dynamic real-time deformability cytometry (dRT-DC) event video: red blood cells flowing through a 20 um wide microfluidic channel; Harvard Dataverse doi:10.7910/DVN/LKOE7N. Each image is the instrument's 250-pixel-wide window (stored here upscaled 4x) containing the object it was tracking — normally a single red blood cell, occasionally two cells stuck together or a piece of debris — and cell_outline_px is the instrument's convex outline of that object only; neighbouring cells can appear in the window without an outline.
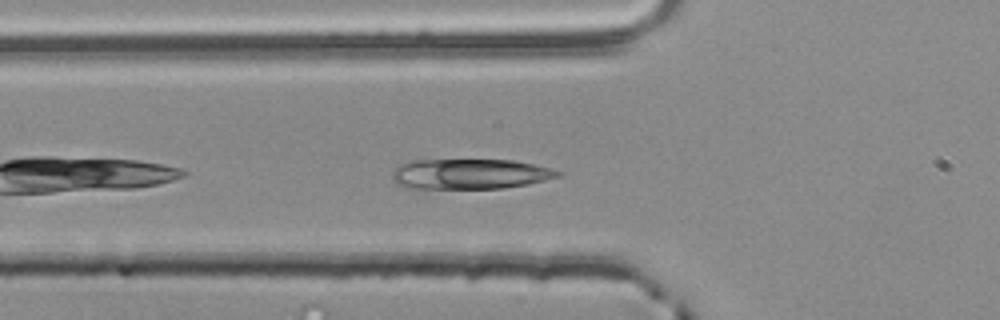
{"species": "common noctule bat (a hibernating species)", "species_latin": "Nyctalus noctula", "temperature_condition": "room temperature", "stored_images_in_passage": 33, "camera_frame_rate_fps": 3000, "um_per_image_px": 0.085, "animal": {"sex": "male", "body_mass_g": 20.4}, "frame": {"image": 1, "passage_image": 4, "time_ms": 1.0, "image_size_px": [1000, 320], "cell_outline_px": [[564, 172], [560, 176], [528, 184], [500, 188], [404, 188], [396, 184], [392, 180], [392, 172], [400, 164], [408, 160], [512, 160], [532, 164]], "centroid_in_image_um": [39.89, 14.79], "position_along_channel_um": 85.9, "area_um2": 29.13}}
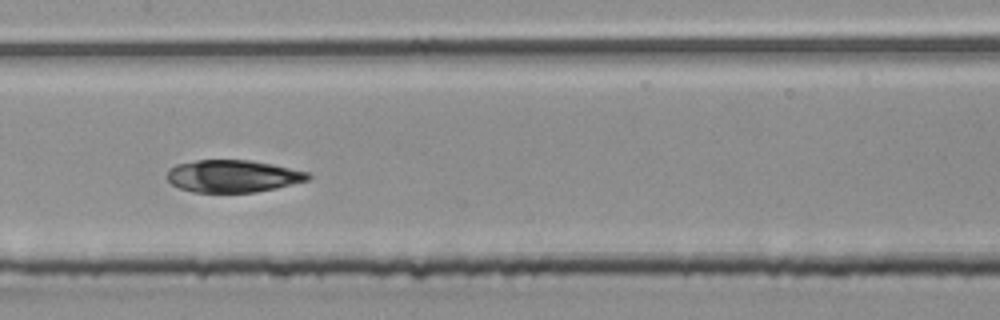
{"frame": {"image": 2, "passage_image": 12, "time_ms": 3.667, "image_size_px": [1000, 320], "cell_outline_px": [[312, 176], [308, 180], [276, 188], [256, 192], [192, 192], [180, 188], [172, 184], [168, 180], [168, 168], [176, 164], [196, 160], [252, 160], [272, 164], [308, 172]], "centroid_in_image_um": [19.79, 14.96], "position_along_channel_um": 187.6, "area_um2": 26.53}}
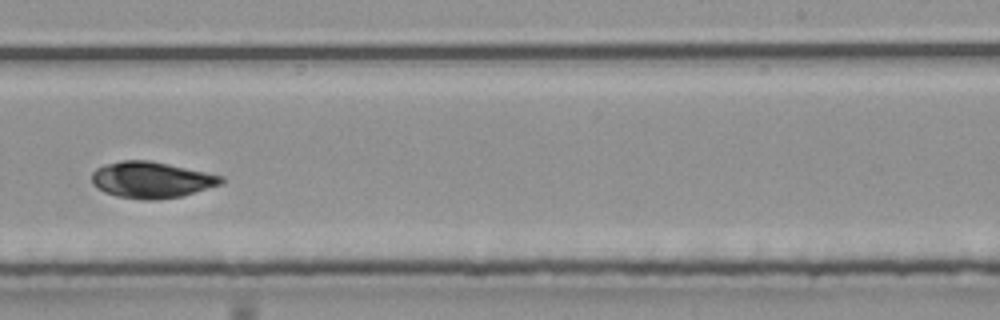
{"frame": {"image": 3, "passage_image": 19, "time_ms": 6.0, "image_size_px": [1000, 320], "cell_outline_px": [[224, 184], [180, 196], [156, 200], [144, 200], [116, 196], [104, 192], [96, 188], [92, 184], [92, 172], [96, 168], [104, 164], [120, 160], [152, 160], [224, 176]], "centroid_in_image_um": [12.86, 15.28], "position_along_channel_um": 276.1, "area_um2": 27.69}, "authors_computed_cell_mechanics": {"area_um2": 27.2816, "velocity_mm_per_s": 3.8022, "shape_relaxation_time_tau1_ms": 7.8362, "shape_relaxation_time_tau2_ms": null, "deformation_change_tau1": 0.2375, "deformation_change_tau2": null}}